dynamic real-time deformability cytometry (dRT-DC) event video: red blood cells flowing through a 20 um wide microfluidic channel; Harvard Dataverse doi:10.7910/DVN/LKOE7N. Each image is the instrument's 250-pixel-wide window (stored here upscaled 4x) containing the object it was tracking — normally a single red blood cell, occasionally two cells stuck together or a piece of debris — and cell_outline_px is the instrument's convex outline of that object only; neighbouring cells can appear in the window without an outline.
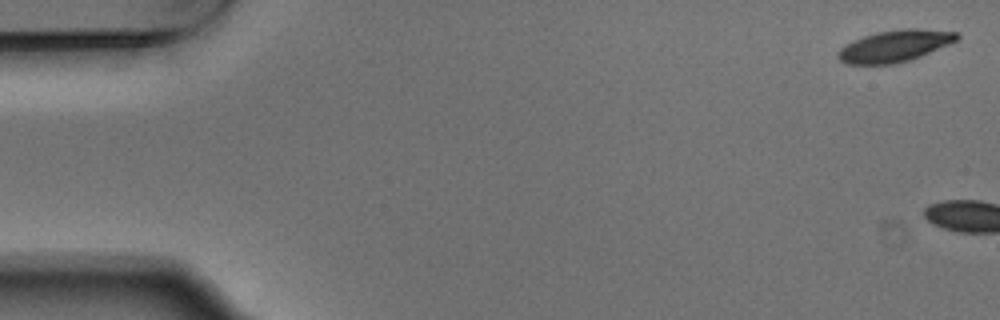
{"species": "Egyptian fruit bat (a non-hibernating species)", "species_latin": "Rousettus aegyptiacus", "temperature_condition": "warm", "stored_images_in_passage": 2, "camera_frame_rate_fps": 3000, "um_per_image_px": 0.085, "animal": {"sex": "male"}, "frame": {"image": 1, "passage_image": 1, "time_ms": 0.0, "image_size_px": [1000, 320], "cell_outline_px": [[960, 36], [956, 40], [948, 44], [920, 56], [908, 60], [892, 64], [844, 64], [836, 56], [836, 52], [840, 48], [852, 40], [876, 32], [900, 28], [916, 28], [960, 32]], "centroid_in_image_um": [76.01, 3.89], "position_along_channel_um": 9.0, "area_um2": 22.02}}